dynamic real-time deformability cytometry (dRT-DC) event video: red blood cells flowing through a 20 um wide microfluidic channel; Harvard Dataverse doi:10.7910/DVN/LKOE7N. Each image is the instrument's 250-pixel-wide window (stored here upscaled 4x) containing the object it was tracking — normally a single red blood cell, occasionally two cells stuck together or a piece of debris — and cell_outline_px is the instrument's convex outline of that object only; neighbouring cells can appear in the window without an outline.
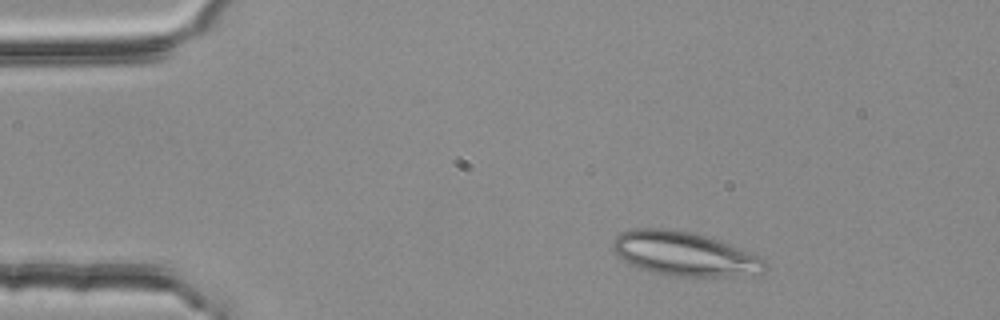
{"species": "common noctule bat (a hibernating species)", "species_latin": "Nyctalus noctula", "temperature_condition": "room temperature", "stored_images_in_passage": 3, "camera_frame_rate_fps": 3000, "um_per_image_px": 0.085, "animal": {"sex": "female", "body_mass_g": 25.1}, "frame": {"image": 1, "passage_image": 1, "time_ms": 0.0, "image_size_px": [1000, 320], "cell_outline_px": [[768, 268], [764, 272], [732, 276], [668, 276], [640, 268], [628, 264], [612, 248], [612, 240], [620, 232], [636, 228], [664, 228], [692, 232], [764, 256]], "centroid_in_image_um": [58.19, 21.58], "position_along_channel_um": 26.8, "area_um2": 39.07}}